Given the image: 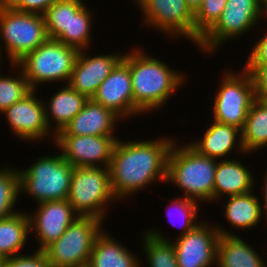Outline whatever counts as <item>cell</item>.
Listing matches in <instances>:
<instances>
[{"mask_svg":"<svg viewBox=\"0 0 267 267\" xmlns=\"http://www.w3.org/2000/svg\"><path fill=\"white\" fill-rule=\"evenodd\" d=\"M175 140L169 137L126 142L117 139L108 167L113 196L121 201L155 181L166 182L168 156Z\"/></svg>","mask_w":267,"mask_h":267,"instance_id":"cell-1","label":"cell"},{"mask_svg":"<svg viewBox=\"0 0 267 267\" xmlns=\"http://www.w3.org/2000/svg\"><path fill=\"white\" fill-rule=\"evenodd\" d=\"M142 50L124 52L122 60L130 68L134 105L145 113L161 109L184 85L185 76Z\"/></svg>","mask_w":267,"mask_h":267,"instance_id":"cell-2","label":"cell"},{"mask_svg":"<svg viewBox=\"0 0 267 267\" xmlns=\"http://www.w3.org/2000/svg\"><path fill=\"white\" fill-rule=\"evenodd\" d=\"M176 141L168 156L166 182L178 186L185 198L213 202L218 160L200 154L190 144L178 145Z\"/></svg>","mask_w":267,"mask_h":267,"instance_id":"cell-3","label":"cell"},{"mask_svg":"<svg viewBox=\"0 0 267 267\" xmlns=\"http://www.w3.org/2000/svg\"><path fill=\"white\" fill-rule=\"evenodd\" d=\"M73 166L62 156L39 157L24 170L18 169L19 193L32 197L34 202L68 199Z\"/></svg>","mask_w":267,"mask_h":267,"instance_id":"cell-4","label":"cell"},{"mask_svg":"<svg viewBox=\"0 0 267 267\" xmlns=\"http://www.w3.org/2000/svg\"><path fill=\"white\" fill-rule=\"evenodd\" d=\"M78 53L77 49L48 38L16 64L22 70L31 89L37 91L40 83L64 81L67 84Z\"/></svg>","mask_w":267,"mask_h":267,"instance_id":"cell-5","label":"cell"},{"mask_svg":"<svg viewBox=\"0 0 267 267\" xmlns=\"http://www.w3.org/2000/svg\"><path fill=\"white\" fill-rule=\"evenodd\" d=\"M42 14L21 12L0 4V42L9 64H16L48 39Z\"/></svg>","mask_w":267,"mask_h":267,"instance_id":"cell-6","label":"cell"},{"mask_svg":"<svg viewBox=\"0 0 267 267\" xmlns=\"http://www.w3.org/2000/svg\"><path fill=\"white\" fill-rule=\"evenodd\" d=\"M68 201L79 216H91L105 222L106 207L117 201L110 187L109 168L74 167Z\"/></svg>","mask_w":267,"mask_h":267,"instance_id":"cell-7","label":"cell"},{"mask_svg":"<svg viewBox=\"0 0 267 267\" xmlns=\"http://www.w3.org/2000/svg\"><path fill=\"white\" fill-rule=\"evenodd\" d=\"M103 221L78 216L44 253L51 267H87L94 241L104 229Z\"/></svg>","mask_w":267,"mask_h":267,"instance_id":"cell-8","label":"cell"},{"mask_svg":"<svg viewBox=\"0 0 267 267\" xmlns=\"http://www.w3.org/2000/svg\"><path fill=\"white\" fill-rule=\"evenodd\" d=\"M240 71H225L213 98L211 119L242 130L256 94L250 72L245 67Z\"/></svg>","mask_w":267,"mask_h":267,"instance_id":"cell-9","label":"cell"},{"mask_svg":"<svg viewBox=\"0 0 267 267\" xmlns=\"http://www.w3.org/2000/svg\"><path fill=\"white\" fill-rule=\"evenodd\" d=\"M261 17L266 18V15L261 10L260 0H227L220 19L201 38L197 47L212 54L226 41L250 32Z\"/></svg>","mask_w":267,"mask_h":267,"instance_id":"cell-10","label":"cell"},{"mask_svg":"<svg viewBox=\"0 0 267 267\" xmlns=\"http://www.w3.org/2000/svg\"><path fill=\"white\" fill-rule=\"evenodd\" d=\"M133 1L141 9L143 22L149 28H155L156 31L159 29L170 39H179L182 36L196 43L195 45L200 42L201 37L194 30V13L185 0Z\"/></svg>","mask_w":267,"mask_h":267,"instance_id":"cell-11","label":"cell"},{"mask_svg":"<svg viewBox=\"0 0 267 267\" xmlns=\"http://www.w3.org/2000/svg\"><path fill=\"white\" fill-rule=\"evenodd\" d=\"M117 139L115 136L56 135L52 143L73 167L108 168Z\"/></svg>","mask_w":267,"mask_h":267,"instance_id":"cell-12","label":"cell"},{"mask_svg":"<svg viewBox=\"0 0 267 267\" xmlns=\"http://www.w3.org/2000/svg\"><path fill=\"white\" fill-rule=\"evenodd\" d=\"M205 222L200 221L194 229L172 241L179 267H213L217 264L220 234L216 225Z\"/></svg>","mask_w":267,"mask_h":267,"instance_id":"cell-13","label":"cell"},{"mask_svg":"<svg viewBox=\"0 0 267 267\" xmlns=\"http://www.w3.org/2000/svg\"><path fill=\"white\" fill-rule=\"evenodd\" d=\"M35 94L36 90H32L1 114L6 116L11 132L19 139H23L22 141H35L36 143L49 134H52L51 140L55 141V135L50 131L46 122L44 101Z\"/></svg>","mask_w":267,"mask_h":267,"instance_id":"cell-14","label":"cell"},{"mask_svg":"<svg viewBox=\"0 0 267 267\" xmlns=\"http://www.w3.org/2000/svg\"><path fill=\"white\" fill-rule=\"evenodd\" d=\"M36 205V213H27L29 228L30 233L35 232L39 242L37 251H43L55 242L79 215L68 199L40 202Z\"/></svg>","mask_w":267,"mask_h":267,"instance_id":"cell-15","label":"cell"},{"mask_svg":"<svg viewBox=\"0 0 267 267\" xmlns=\"http://www.w3.org/2000/svg\"><path fill=\"white\" fill-rule=\"evenodd\" d=\"M92 100L112 110L122 121L133 115H143L134 105L130 68L123 60L100 84Z\"/></svg>","mask_w":267,"mask_h":267,"instance_id":"cell-16","label":"cell"},{"mask_svg":"<svg viewBox=\"0 0 267 267\" xmlns=\"http://www.w3.org/2000/svg\"><path fill=\"white\" fill-rule=\"evenodd\" d=\"M121 53L91 57L86 50L79 51L67 84L73 90L92 99L100 84L123 59L124 53Z\"/></svg>","mask_w":267,"mask_h":267,"instance_id":"cell-17","label":"cell"},{"mask_svg":"<svg viewBox=\"0 0 267 267\" xmlns=\"http://www.w3.org/2000/svg\"><path fill=\"white\" fill-rule=\"evenodd\" d=\"M120 119L109 108L89 99L83 109L57 135L115 136L116 122H120Z\"/></svg>","mask_w":267,"mask_h":267,"instance_id":"cell-18","label":"cell"},{"mask_svg":"<svg viewBox=\"0 0 267 267\" xmlns=\"http://www.w3.org/2000/svg\"><path fill=\"white\" fill-rule=\"evenodd\" d=\"M189 144L200 154L218 160H225V156H227L226 160H229L228 156L234 149H238L242 154L245 153L241 141V130L214 120L201 140H195Z\"/></svg>","mask_w":267,"mask_h":267,"instance_id":"cell-19","label":"cell"},{"mask_svg":"<svg viewBox=\"0 0 267 267\" xmlns=\"http://www.w3.org/2000/svg\"><path fill=\"white\" fill-rule=\"evenodd\" d=\"M237 159L219 160L216 165L213 203L224 195H240L253 191V172Z\"/></svg>","mask_w":267,"mask_h":267,"instance_id":"cell-20","label":"cell"},{"mask_svg":"<svg viewBox=\"0 0 267 267\" xmlns=\"http://www.w3.org/2000/svg\"><path fill=\"white\" fill-rule=\"evenodd\" d=\"M217 267H267L261 255L240 236L217 226ZM263 259V260H262Z\"/></svg>","mask_w":267,"mask_h":267,"instance_id":"cell-21","label":"cell"},{"mask_svg":"<svg viewBox=\"0 0 267 267\" xmlns=\"http://www.w3.org/2000/svg\"><path fill=\"white\" fill-rule=\"evenodd\" d=\"M65 86L54 93L48 103L44 102L46 122L55 136L70 123L89 100L85 95L73 90L68 84ZM53 122H55L54 128Z\"/></svg>","mask_w":267,"mask_h":267,"instance_id":"cell-22","label":"cell"},{"mask_svg":"<svg viewBox=\"0 0 267 267\" xmlns=\"http://www.w3.org/2000/svg\"><path fill=\"white\" fill-rule=\"evenodd\" d=\"M109 235L105 230L98 234L87 267H141L140 258Z\"/></svg>","mask_w":267,"mask_h":267,"instance_id":"cell-23","label":"cell"},{"mask_svg":"<svg viewBox=\"0 0 267 267\" xmlns=\"http://www.w3.org/2000/svg\"><path fill=\"white\" fill-rule=\"evenodd\" d=\"M229 200L224 204V217L231 227L238 229H249L256 227L261 221L263 210L261 201L253 194V191L228 196Z\"/></svg>","mask_w":267,"mask_h":267,"instance_id":"cell-24","label":"cell"},{"mask_svg":"<svg viewBox=\"0 0 267 267\" xmlns=\"http://www.w3.org/2000/svg\"><path fill=\"white\" fill-rule=\"evenodd\" d=\"M245 155L267 146V100L256 98L247 113L241 130ZM247 153V154H246Z\"/></svg>","mask_w":267,"mask_h":267,"instance_id":"cell-25","label":"cell"},{"mask_svg":"<svg viewBox=\"0 0 267 267\" xmlns=\"http://www.w3.org/2000/svg\"><path fill=\"white\" fill-rule=\"evenodd\" d=\"M29 234V217L26 212L18 210L17 213L1 219L0 254L6 259L22 255L20 251L27 244Z\"/></svg>","mask_w":267,"mask_h":267,"instance_id":"cell-26","label":"cell"},{"mask_svg":"<svg viewBox=\"0 0 267 267\" xmlns=\"http://www.w3.org/2000/svg\"><path fill=\"white\" fill-rule=\"evenodd\" d=\"M143 235V251L149 267H179L177 265L174 244L156 228L145 230Z\"/></svg>","mask_w":267,"mask_h":267,"instance_id":"cell-27","label":"cell"},{"mask_svg":"<svg viewBox=\"0 0 267 267\" xmlns=\"http://www.w3.org/2000/svg\"><path fill=\"white\" fill-rule=\"evenodd\" d=\"M91 13L85 4L77 12H70L69 33H62L57 40L78 51L89 49L94 18Z\"/></svg>","mask_w":267,"mask_h":267,"instance_id":"cell-28","label":"cell"},{"mask_svg":"<svg viewBox=\"0 0 267 267\" xmlns=\"http://www.w3.org/2000/svg\"><path fill=\"white\" fill-rule=\"evenodd\" d=\"M83 0H59L43 14L47 35L57 40L62 33H69L70 12H77Z\"/></svg>","mask_w":267,"mask_h":267,"instance_id":"cell-29","label":"cell"},{"mask_svg":"<svg viewBox=\"0 0 267 267\" xmlns=\"http://www.w3.org/2000/svg\"><path fill=\"white\" fill-rule=\"evenodd\" d=\"M11 66L14 71L19 72V75L8 77L0 74V114L32 91L20 67L17 64H11Z\"/></svg>","mask_w":267,"mask_h":267,"instance_id":"cell-30","label":"cell"},{"mask_svg":"<svg viewBox=\"0 0 267 267\" xmlns=\"http://www.w3.org/2000/svg\"><path fill=\"white\" fill-rule=\"evenodd\" d=\"M13 168V169H12ZM19 174L16 168L8 166L0 170V220L18 211L13 208L19 199Z\"/></svg>","mask_w":267,"mask_h":267,"instance_id":"cell-31","label":"cell"},{"mask_svg":"<svg viewBox=\"0 0 267 267\" xmlns=\"http://www.w3.org/2000/svg\"><path fill=\"white\" fill-rule=\"evenodd\" d=\"M227 0H203L194 13V30L202 38L220 19Z\"/></svg>","mask_w":267,"mask_h":267,"instance_id":"cell-32","label":"cell"},{"mask_svg":"<svg viewBox=\"0 0 267 267\" xmlns=\"http://www.w3.org/2000/svg\"><path fill=\"white\" fill-rule=\"evenodd\" d=\"M184 196H182V198H175V200L171 201V205H170V211L168 208V213L166 214L168 217H173V210L176 211L177 216L179 215V217L183 220L182 224H181V233H179L180 236L185 235L186 233H188L189 231H191L192 229H194L199 223V221H197L196 217L198 216V210H199V203L195 200L192 199H188V198H183ZM173 207V208H172ZM173 209V210H172ZM175 213V212H174ZM173 214V215H172ZM175 214V215H176ZM175 218V216H174ZM173 219V218H172ZM170 222H172L173 220H171L169 218ZM197 222H196V221ZM172 224V223H171Z\"/></svg>","mask_w":267,"mask_h":267,"instance_id":"cell-33","label":"cell"},{"mask_svg":"<svg viewBox=\"0 0 267 267\" xmlns=\"http://www.w3.org/2000/svg\"><path fill=\"white\" fill-rule=\"evenodd\" d=\"M5 267H51L42 251L35 250L32 255L22 254L7 258Z\"/></svg>","mask_w":267,"mask_h":267,"instance_id":"cell-34","label":"cell"},{"mask_svg":"<svg viewBox=\"0 0 267 267\" xmlns=\"http://www.w3.org/2000/svg\"><path fill=\"white\" fill-rule=\"evenodd\" d=\"M59 0H8L5 4L17 11L44 14Z\"/></svg>","mask_w":267,"mask_h":267,"instance_id":"cell-35","label":"cell"},{"mask_svg":"<svg viewBox=\"0 0 267 267\" xmlns=\"http://www.w3.org/2000/svg\"><path fill=\"white\" fill-rule=\"evenodd\" d=\"M253 79L256 98L267 100V65H244Z\"/></svg>","mask_w":267,"mask_h":267,"instance_id":"cell-36","label":"cell"},{"mask_svg":"<svg viewBox=\"0 0 267 267\" xmlns=\"http://www.w3.org/2000/svg\"><path fill=\"white\" fill-rule=\"evenodd\" d=\"M245 65H267V33L254 44Z\"/></svg>","mask_w":267,"mask_h":267,"instance_id":"cell-37","label":"cell"},{"mask_svg":"<svg viewBox=\"0 0 267 267\" xmlns=\"http://www.w3.org/2000/svg\"><path fill=\"white\" fill-rule=\"evenodd\" d=\"M263 179H264V183L262 184V188H263V203L261 202V207L262 210L264 209L263 213L266 215V220H267V171L264 173L263 175Z\"/></svg>","mask_w":267,"mask_h":267,"instance_id":"cell-38","label":"cell"},{"mask_svg":"<svg viewBox=\"0 0 267 267\" xmlns=\"http://www.w3.org/2000/svg\"><path fill=\"white\" fill-rule=\"evenodd\" d=\"M188 7L195 13L201 6L203 0H185Z\"/></svg>","mask_w":267,"mask_h":267,"instance_id":"cell-39","label":"cell"},{"mask_svg":"<svg viewBox=\"0 0 267 267\" xmlns=\"http://www.w3.org/2000/svg\"><path fill=\"white\" fill-rule=\"evenodd\" d=\"M262 12L267 16V0H260Z\"/></svg>","mask_w":267,"mask_h":267,"instance_id":"cell-40","label":"cell"},{"mask_svg":"<svg viewBox=\"0 0 267 267\" xmlns=\"http://www.w3.org/2000/svg\"><path fill=\"white\" fill-rule=\"evenodd\" d=\"M6 258L0 254V267H5Z\"/></svg>","mask_w":267,"mask_h":267,"instance_id":"cell-41","label":"cell"},{"mask_svg":"<svg viewBox=\"0 0 267 267\" xmlns=\"http://www.w3.org/2000/svg\"><path fill=\"white\" fill-rule=\"evenodd\" d=\"M0 47L2 48V44H0ZM0 48V61L2 60L1 57H2V49ZM1 64V62H0Z\"/></svg>","mask_w":267,"mask_h":267,"instance_id":"cell-42","label":"cell"},{"mask_svg":"<svg viewBox=\"0 0 267 267\" xmlns=\"http://www.w3.org/2000/svg\"><path fill=\"white\" fill-rule=\"evenodd\" d=\"M8 0H0V4H5Z\"/></svg>","mask_w":267,"mask_h":267,"instance_id":"cell-43","label":"cell"}]
</instances>
